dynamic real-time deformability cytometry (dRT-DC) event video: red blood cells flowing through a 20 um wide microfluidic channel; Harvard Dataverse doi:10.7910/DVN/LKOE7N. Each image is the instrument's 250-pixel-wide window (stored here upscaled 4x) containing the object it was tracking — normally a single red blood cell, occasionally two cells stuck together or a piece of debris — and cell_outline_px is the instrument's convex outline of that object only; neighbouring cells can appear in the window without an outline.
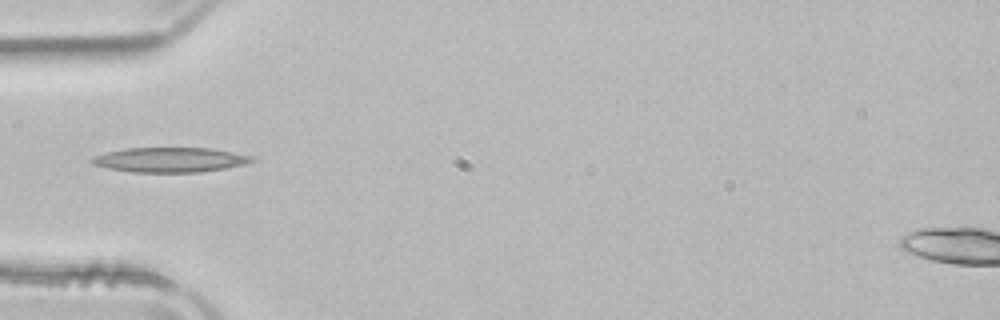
{"species": "common noctule bat (a hibernating species)", "species_latin": "Nyctalus noctula", "temperature_condition": "room temperature", "stored_images_in_passage": 1, "camera_frame_rate_fps": 3000, "um_per_image_px": 0.085, "animal": {"sex": "male", "body_mass_g": 21.5, "forearm_length_mm": 52.0}, "frame": {"image": 1, "passage_image": 1, "time_ms": 0.0, "image_size_px": [1000, 320], "cell_outline_px": [[256, 160], [248, 164], [200, 172], [132, 172], [108, 168], [92, 164], [88, 160], [92, 156], [124, 148], [212, 148], [252, 156]], "centroid_in_image_um": [14.44, 13.58], "position_along_channel_um": 70.6, "area_um2": 23.18}}